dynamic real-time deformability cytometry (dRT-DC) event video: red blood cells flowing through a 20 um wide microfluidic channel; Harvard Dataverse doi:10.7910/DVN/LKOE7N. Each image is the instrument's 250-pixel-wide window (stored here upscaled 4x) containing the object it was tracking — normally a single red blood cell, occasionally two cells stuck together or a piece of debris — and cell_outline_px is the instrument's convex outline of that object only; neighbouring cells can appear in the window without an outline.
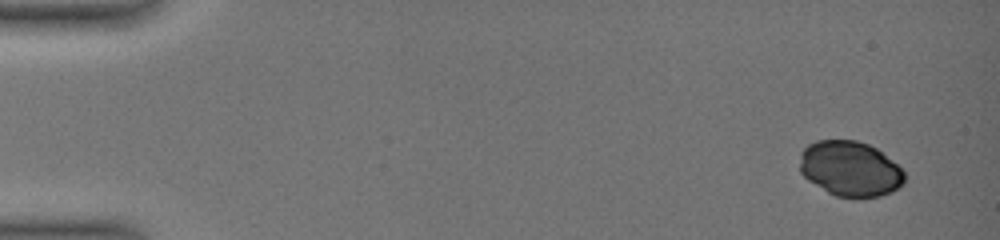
{"species": "common noctule bat (a hibernating species)", "species_latin": "Nyctalus noctula", "temperature_condition": "warm", "stored_images_in_passage": 47, "camera_frame_rate_fps": 3000, "um_per_image_px": 0.085, "animal": {"sex": "female", "body_mass_g": 19.0, "forearm_length_mm": 51.5}, "frame": {"image": 1, "passage_image": 1, "time_ms": 0.0, "image_size_px": [1000, 240], "cell_outline_px": [[904, 180], [896, 188], [880, 196], [836, 196], [828, 192], [808, 180], [800, 172], [800, 152], [808, 144], [816, 140], [856, 140], [868, 144], [876, 148], [896, 164], [904, 172]], "centroid_in_image_um": [72.21, 14.31], "position_along_channel_um": 12.8, "area_um2": 33.18}}